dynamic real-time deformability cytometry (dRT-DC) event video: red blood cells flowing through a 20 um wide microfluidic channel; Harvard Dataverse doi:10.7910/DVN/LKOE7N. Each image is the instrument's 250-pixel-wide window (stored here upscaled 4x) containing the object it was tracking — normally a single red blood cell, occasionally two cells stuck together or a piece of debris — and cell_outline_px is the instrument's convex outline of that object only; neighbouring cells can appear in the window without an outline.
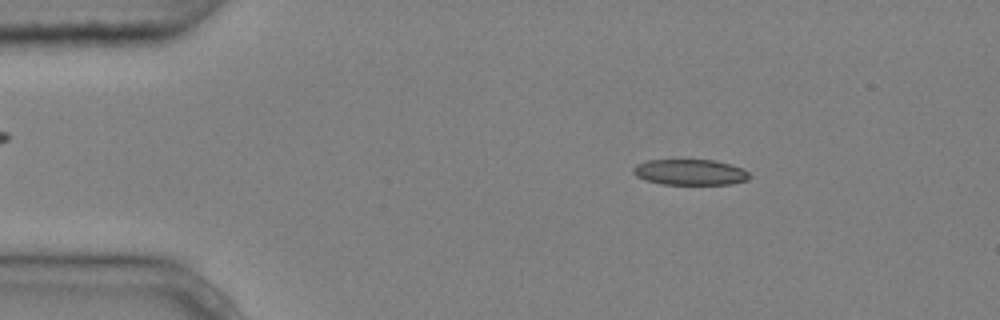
{"species": "common noctule bat (a hibernating species)", "species_latin": "Nyctalus noctula", "temperature_condition": "cold", "stored_images_in_passage": 4, "camera_frame_rate_fps": 3000, "um_per_image_px": 0.085, "animal": {"sex": "male", "body_mass_g": 20.4}, "frame": {"image": 1, "passage_image": 2, "time_ms": 0.333, "image_size_px": [1000, 320], "cell_outline_px": [[752, 176], [748, 180], [732, 184], [660, 184], [636, 176], [632, 172], [632, 168], [636, 164], [648, 160], [712, 160], [744, 168]], "centroid_in_image_um": [58.67, 14.64], "position_along_channel_um": 26.3, "area_um2": 17.46}}
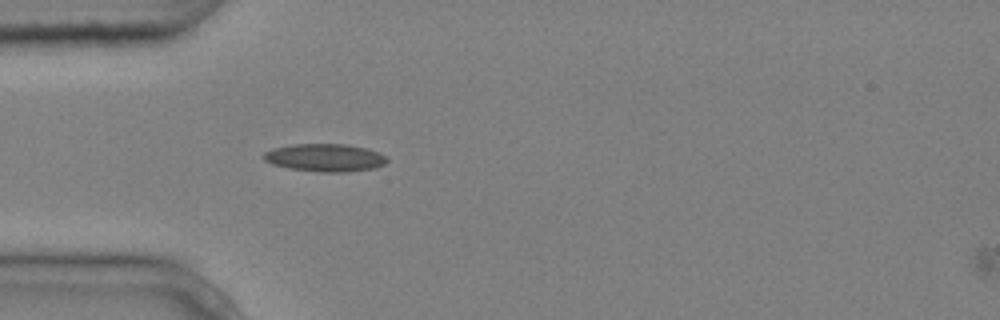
{"frame": {"image": 2, "passage_image": 4, "time_ms": 1.0, "image_size_px": [1000, 320], "cell_outline_px": [[388, 160], [384, 164], [376, 168], [344, 172], [320, 172], [288, 168], [272, 164], [264, 160], [264, 152], [272, 148], [292, 144], [344, 144], [368, 148], [380, 152], [388, 156]], "centroid_in_image_um": [27.66, 13.4], "position_along_channel_um": 57.3, "area_um2": 20.17}}